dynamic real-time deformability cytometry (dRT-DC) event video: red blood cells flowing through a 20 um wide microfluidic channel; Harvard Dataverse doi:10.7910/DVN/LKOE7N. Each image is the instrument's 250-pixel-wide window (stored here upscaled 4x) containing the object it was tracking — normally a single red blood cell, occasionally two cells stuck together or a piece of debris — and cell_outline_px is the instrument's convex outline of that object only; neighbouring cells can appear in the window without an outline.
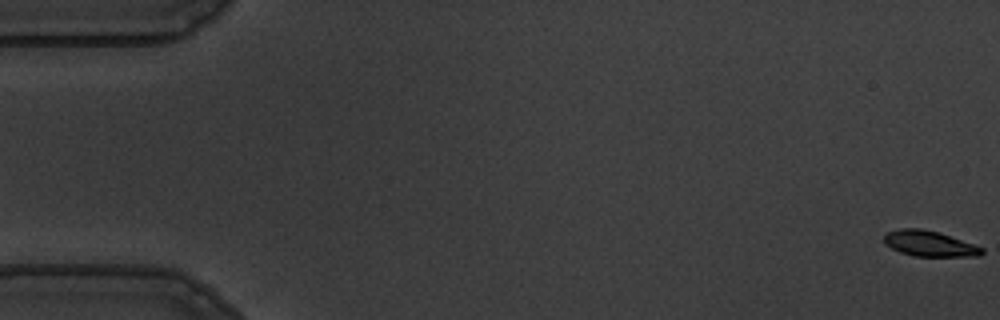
{"species": "common noctule bat (a hibernating species)", "species_latin": "Nyctalus noctula", "temperature_condition": "warm", "stored_images_in_passage": 56, "camera_frame_rate_fps": 3000, "um_per_image_px": 0.085, "animal": {"sex": "male", "body_mass_g": 19.5, "forearm_length_mm": 54.6}, "frame": {"image": 1, "passage_image": 1, "time_ms": 0.0, "image_size_px": [1000, 320], "cell_outline_px": [[984, 252], [980, 256], [912, 256], [900, 252], [884, 244], [884, 236], [888, 232], [900, 228], [920, 228], [940, 232], [984, 248]], "centroid_in_image_um": [79.0, 20.7], "position_along_channel_um": 6.0, "area_um2": 14.62}}
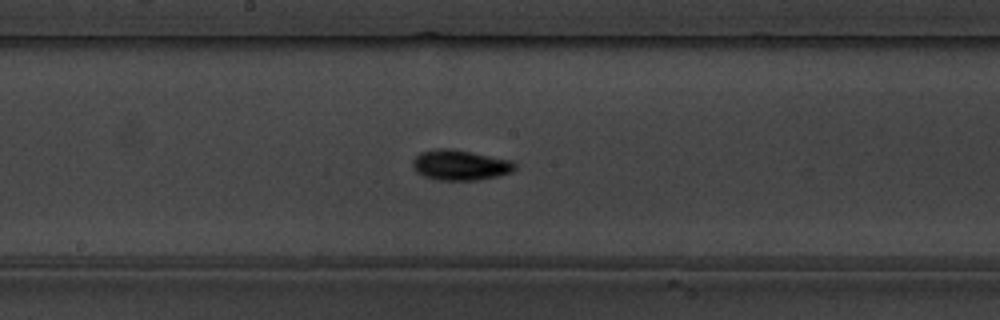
{"frame": {"image": 2, "passage_image": 30, "time_ms": 9.667, "image_size_px": [1000, 320], "cell_outline_px": [[516, 168], [512, 172], [496, 176], [476, 180], [436, 180], [424, 176], [416, 172], [412, 164], [412, 160], [420, 152], [440, 148], [448, 148], [512, 160], [516, 164]], "centroid_in_image_um": [39.1, 14.03], "position_along_channel_um": 209.1, "area_um2": 17.98}}
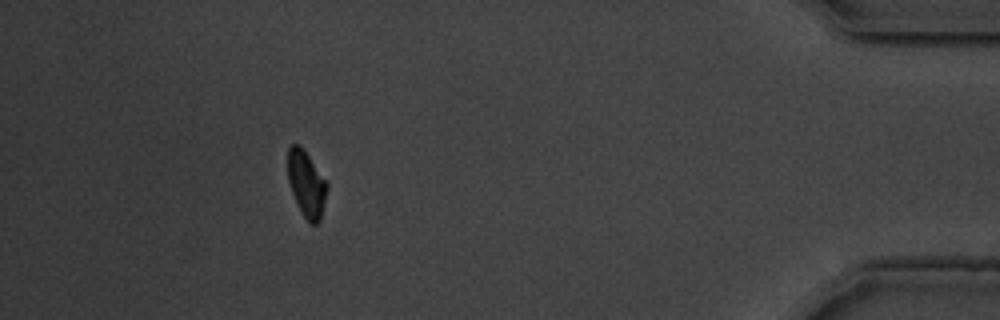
{"frame": {"image": 3, "passage_image": 51, "time_ms": 16.667, "image_size_px": [1000, 320], "cell_outline_px": [[328, 188], [320, 220], [316, 224], [312, 224], [304, 216], [292, 192], [288, 180], [288, 148], [292, 144], [300, 144], [328, 184]], "centroid_in_image_um": [26.05, 15.61], "position_along_channel_um": 409.2, "area_um2": 14.74}, "authors_computed_cell_mechanics": {"area_um2": 15.9239, "velocity_mm_per_s": 3.6547, "shape_relaxation_time_tau1_ms": 2.6168, "shape_relaxation_time_tau2_ms": 4.7756, "deformation_change_tau1": 0.1283, "deformation_change_tau2": 0.0716}}